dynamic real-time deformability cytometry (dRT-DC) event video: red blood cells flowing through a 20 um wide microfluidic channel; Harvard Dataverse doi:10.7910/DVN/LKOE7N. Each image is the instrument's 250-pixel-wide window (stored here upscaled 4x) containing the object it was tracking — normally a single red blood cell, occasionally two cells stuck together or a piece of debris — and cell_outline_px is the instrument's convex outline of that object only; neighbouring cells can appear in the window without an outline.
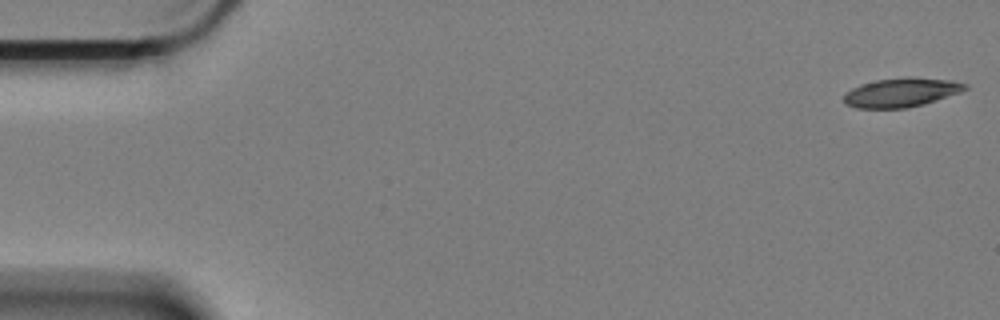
{"species": "Egyptian fruit bat (a non-hibernating species)", "species_latin": "Rousettus aegyptiacus", "temperature_condition": "cold", "stored_images_in_passage": 14, "camera_frame_rate_fps": 3000, "um_per_image_px": 0.085, "animal": {"sex": "female"}, "frame": {"image": 1, "passage_image": 1, "time_ms": 0.0, "image_size_px": [1000, 320], "cell_outline_px": [[968, 88], [960, 92], [924, 104], [908, 108], [856, 108], [844, 104], [844, 92], [860, 84], [876, 80], [904, 76], [912, 76], [952, 80], [968, 84]], "centroid_in_image_um": [76.6, 7.84], "position_along_channel_um": 8.4, "area_um2": 20.87}}